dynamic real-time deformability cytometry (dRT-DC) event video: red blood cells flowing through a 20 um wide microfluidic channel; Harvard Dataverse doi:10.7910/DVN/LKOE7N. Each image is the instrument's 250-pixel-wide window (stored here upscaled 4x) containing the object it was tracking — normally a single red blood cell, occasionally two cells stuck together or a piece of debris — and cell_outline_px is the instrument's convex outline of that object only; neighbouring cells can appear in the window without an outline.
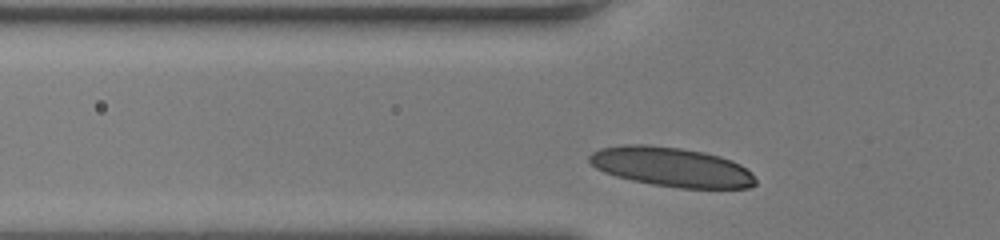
{"species": "human", "species_latin": "Homo sapiens", "temperature_condition": "room temperature", "stored_images_in_passage": 26, "camera_frame_rate_fps": 3000, "um_per_image_px": 0.085, "donor": {"sex": "female"}, "frame": {"image": 1, "passage_image": 2, "time_ms": 0.333, "image_size_px": [1000, 240], "cell_outline_px": [[756, 184], [752, 188], [680, 188], [652, 184], [632, 180], [616, 176], [604, 172], [596, 168], [588, 160], [588, 156], [592, 152], [600, 148], [624, 144], [648, 144], [680, 148], [704, 152], [720, 156], [732, 160], [740, 164], [752, 172], [756, 180]], "centroid_in_image_um": [57.09, 14.19], "position_along_channel_um": 68.7, "area_um2": 38.38}}
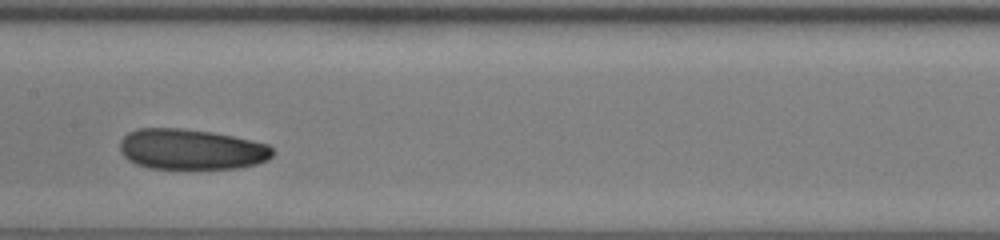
{"frame": {"image": 2, "passage_image": 11, "time_ms": 3.333, "image_size_px": [1000, 240], "cell_outline_px": [[272, 156], [268, 160], [256, 164], [240, 168], [148, 168], [136, 164], [128, 160], [120, 152], [120, 140], [128, 132], [136, 128], [180, 128], [212, 132], [252, 140], [268, 144], [272, 148]], "centroid_in_image_um": [16.23, 12.69], "position_along_channel_um": 191.2, "area_um2": 36.18}}
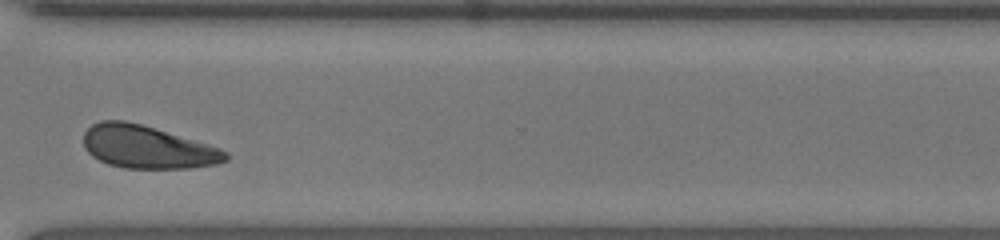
{"frame": {"image": 3, "passage_image": 23, "time_ms": 7.333, "image_size_px": [1000, 240], "cell_outline_px": [[228, 160], [216, 164], [188, 168], [124, 168], [108, 164], [92, 156], [84, 148], [84, 132], [92, 124], [100, 120], [124, 120], [140, 124], [208, 144], [220, 148], [228, 152]], "centroid_in_image_um": [12.5, 12.5], "position_along_channel_um": 358.1, "area_um2": 35.26}, "authors_computed_cell_mechanics": {"area_um2": 35.836, "velocity_mm_per_s": 4.1603, "shape_relaxation_time_tau1_ms": 3.9374, "shape_relaxation_time_tau2_ms": 3.8088, "deformation_change_tau1": 0.1105, "deformation_change_tau2": 0.0874}}